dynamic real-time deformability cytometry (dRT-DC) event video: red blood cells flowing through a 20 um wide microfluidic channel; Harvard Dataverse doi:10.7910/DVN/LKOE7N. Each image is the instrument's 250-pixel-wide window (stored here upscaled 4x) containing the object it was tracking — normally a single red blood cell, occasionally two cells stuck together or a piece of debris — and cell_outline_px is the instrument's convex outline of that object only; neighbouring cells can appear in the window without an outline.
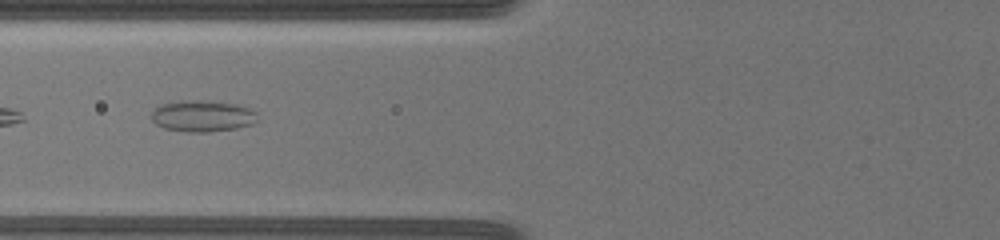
{"species": "common noctule bat (a hibernating species)", "species_latin": "Nyctalus noctula", "temperature_condition": "warm", "stored_images_in_passage": 18, "camera_frame_rate_fps": 3000, "um_per_image_px": 0.085, "animal": {"sex": "female", "body_mass_g": 19.5, "forearm_length_mm": 54.1}, "frame": {"image": 1, "passage_image": 11, "time_ms": 8.333, "image_size_px": [1000, 240], "cell_outline_px": [[260, 120], [252, 124], [236, 128], [208, 132], [184, 132], [164, 128], [156, 124], [152, 120], [152, 112], [160, 104], [232, 104], [248, 108], [256, 112]], "centroid_in_image_um": [17.26, 9.96], "position_along_channel_um": 108.5, "area_um2": 18.09}}